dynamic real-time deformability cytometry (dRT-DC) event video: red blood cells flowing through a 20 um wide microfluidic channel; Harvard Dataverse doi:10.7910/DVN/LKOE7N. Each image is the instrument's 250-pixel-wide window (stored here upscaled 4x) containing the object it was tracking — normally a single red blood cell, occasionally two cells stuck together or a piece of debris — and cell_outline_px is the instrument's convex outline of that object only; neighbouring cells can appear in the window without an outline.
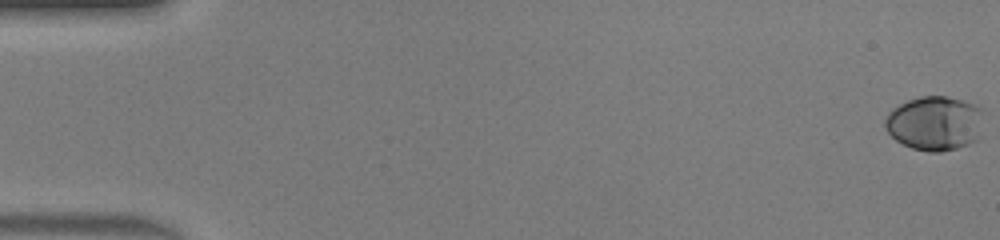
{"species": "human", "species_latin": "Homo sapiens", "temperature_condition": "warm", "stored_images_in_passage": 48, "camera_frame_rate_fps": 3000, "um_per_image_px": 0.085, "donor": {"sex": "male"}, "frame": {"image": 1, "passage_image": 1, "time_ms": 0.0, "image_size_px": [1000, 240], "cell_outline_px": [[980, 112], [976, 140], [968, 144], [956, 148], [940, 152], [928, 152], [912, 148], [896, 140], [884, 128], [884, 120], [888, 112], [892, 108], [908, 100], [920, 96], [948, 96], [976, 104], [980, 108]], "centroid_in_image_um": [79.37, 10.46], "position_along_channel_um": 5.6, "area_um2": 30.87}}
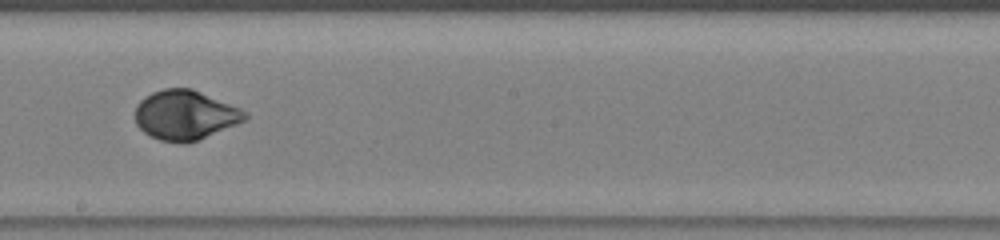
{"frame": {"image": 2, "passage_image": 28, "time_ms": 9.0, "image_size_px": [1000, 240], "cell_outline_px": [[248, 116], [244, 120], [236, 124], [196, 140], [184, 144], [180, 144], [160, 140], [144, 132], [136, 124], [136, 104], [144, 96], [152, 92], [164, 88], [192, 88], [240, 108], [248, 112]], "centroid_in_image_um": [15.71, 9.77], "position_along_channel_um": 232.5, "area_um2": 31.56}}
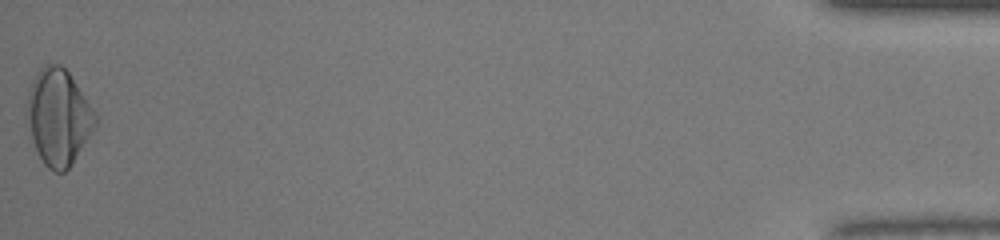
{"frame": {"image": 3, "passage_image": 48, "time_ms": 15.667, "image_size_px": [1000, 240], "cell_outline_px": [[96, 124], [92, 132], [72, 164], [64, 172], [56, 172], [48, 168], [44, 164], [32, 140], [28, 120], [28, 92], [32, 80], [36, 72], [44, 64], [60, 64], [68, 72], [96, 112]], "centroid_in_image_um": [4.98, 9.94], "position_along_channel_um": 430.2, "area_um2": 37.74}, "authors_computed_cell_mechanics": {"area_um2": 30.7785, "velocity_mm_per_s": 4.4253, "shape_relaxation_time_tau1_ms": 2.9112, "shape_relaxation_time_tau2_ms": null, "deformation_change_tau1": 0.1605, "deformation_change_tau2": null}}